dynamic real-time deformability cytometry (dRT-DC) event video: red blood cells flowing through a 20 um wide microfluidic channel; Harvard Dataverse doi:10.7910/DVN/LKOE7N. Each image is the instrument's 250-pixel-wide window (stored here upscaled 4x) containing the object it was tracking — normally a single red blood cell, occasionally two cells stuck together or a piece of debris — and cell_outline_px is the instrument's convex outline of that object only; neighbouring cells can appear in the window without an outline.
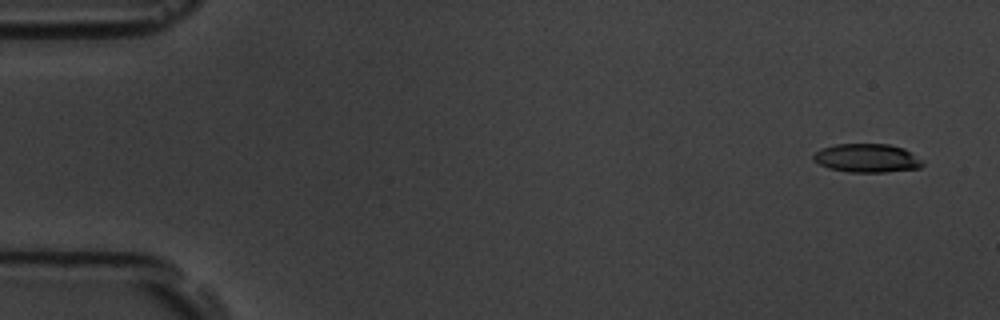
{"species": "common noctule bat (a hibernating species)", "species_latin": "Nyctalus noctula", "temperature_condition": "room temperature", "stored_images_in_passage": 5, "camera_frame_rate_fps": 3000, "um_per_image_px": 0.085, "animal": {"sex": "male", "body_mass_g": 19.5, "forearm_length_mm": 54.6}, "frame": {"image": 1, "passage_image": 1, "time_ms": 0.0, "image_size_px": [1000, 320], "cell_outline_px": [[924, 164], [920, 168], [884, 172], [848, 172], [828, 168], [812, 160], [812, 156], [820, 148], [836, 144], [888, 144], [904, 148], [924, 160]], "centroid_in_image_um": [73.7, 13.44], "position_along_channel_um": 11.3, "area_um2": 18.38}}